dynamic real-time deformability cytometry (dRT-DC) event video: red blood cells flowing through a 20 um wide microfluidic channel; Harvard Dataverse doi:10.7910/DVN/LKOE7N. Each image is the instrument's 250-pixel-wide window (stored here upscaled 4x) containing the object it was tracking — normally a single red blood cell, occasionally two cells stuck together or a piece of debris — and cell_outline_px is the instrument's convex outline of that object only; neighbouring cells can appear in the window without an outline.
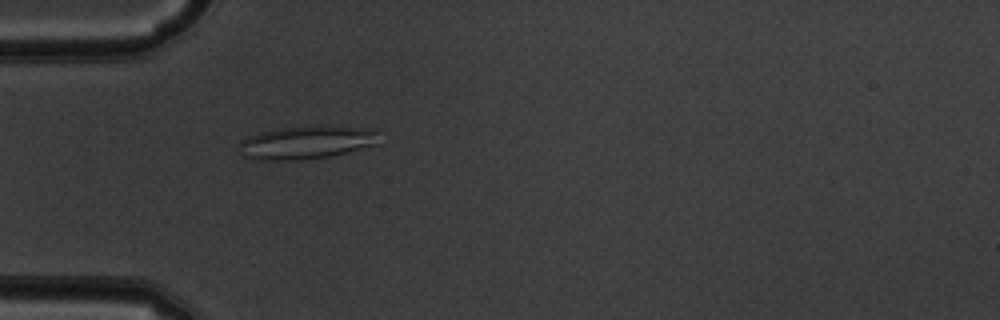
{"species": "common noctule bat (a hibernating species)", "species_latin": "Nyctalus noctula", "temperature_condition": "warm", "stored_images_in_passage": 51, "camera_frame_rate_fps": 3000, "um_per_image_px": 0.085, "animal": {"sex": "male", "body_mass_g": 19.5, "forearm_length_mm": 54.6}, "frame": {"image": 1, "passage_image": 16, "time_ms": 5.0, "image_size_px": [1000, 320], "cell_outline_px": [[380, 128], [376, 144], [332, 156], [300, 160], [260, 160], [244, 156], [240, 144], [240, 140], [248, 136], [260, 132], [280, 128], [320, 124], [328, 124]], "centroid_in_image_um": [26.15, 12.06], "position_along_channel_um": 58.8, "area_um2": 27.69}}
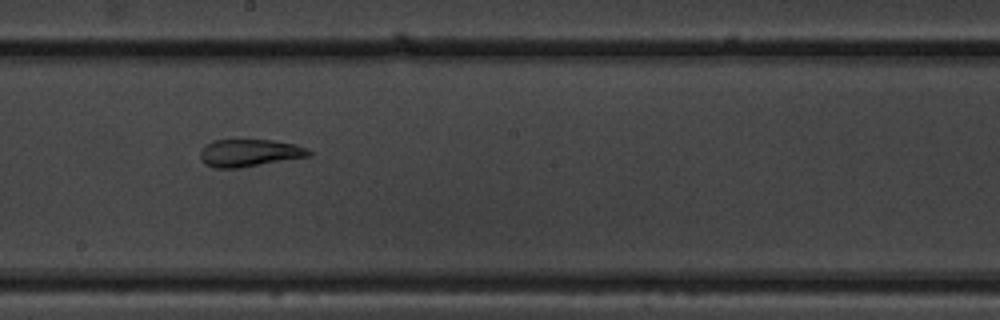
{"frame": {"image": 2, "passage_image": 29, "time_ms": 9.333, "image_size_px": [1000, 320], "cell_outline_px": [[312, 156], [236, 168], [216, 168], [204, 164], [200, 160], [200, 152], [204, 144], [212, 140], [272, 140], [296, 144], [308, 148], [312, 152]], "centroid_in_image_um": [21.2, 12.99], "position_along_channel_um": 227.0, "area_um2": 17.51}}
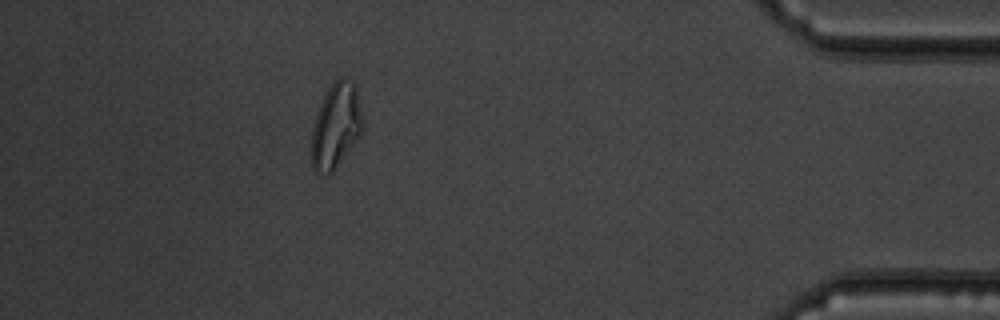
{"frame": {"image": 3, "passage_image": 46, "time_ms": 15.0, "image_size_px": [1000, 320], "cell_outline_px": [[364, 132], [332, 172], [324, 176], [316, 172], [312, 168], [312, 128], [316, 112], [328, 88], [336, 76], [344, 76], [352, 80], [356, 84], [364, 116]], "centroid_in_image_um": [28.6, 10.64], "position_along_channel_um": 406.6, "area_um2": 26.24}, "authors_computed_cell_mechanics": {"area_um2": 24.4494, "velocity_mm_per_s": 3.9976, "shape_relaxation_time_tau1_ms": null, "shape_relaxation_time_tau2_ms": 2.6836, "deformation_change_tau1": null, "deformation_change_tau2": 0.0868}}